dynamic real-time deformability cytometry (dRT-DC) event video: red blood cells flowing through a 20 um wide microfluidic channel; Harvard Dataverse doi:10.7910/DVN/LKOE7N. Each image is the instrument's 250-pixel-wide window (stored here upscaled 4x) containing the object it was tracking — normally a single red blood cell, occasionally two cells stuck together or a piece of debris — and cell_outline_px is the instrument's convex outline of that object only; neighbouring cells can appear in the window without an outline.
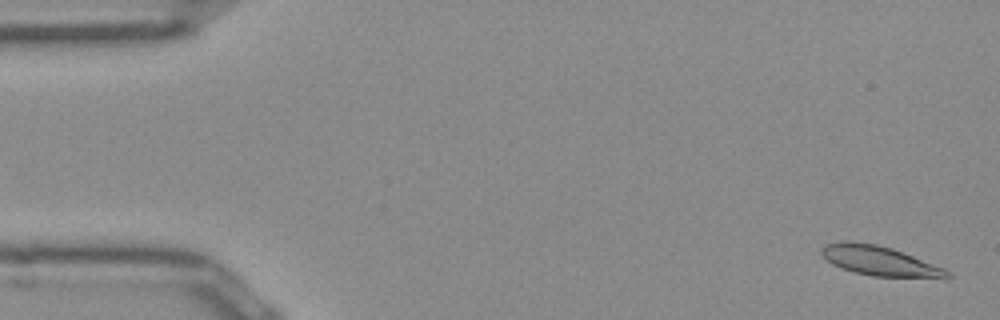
{"species": "Egyptian fruit bat (a non-hibernating species)", "species_latin": "Rousettus aegyptiacus", "temperature_condition": "room temperature", "stored_images_in_passage": 51, "camera_frame_rate_fps": 3000, "um_per_image_px": 0.085, "frame": {"image": 1, "passage_image": 2, "time_ms": 0.333, "image_size_px": [1000, 320], "cell_outline_px": [[952, 276], [948, 280], [944, 280], [872, 276], [852, 272], [832, 264], [820, 252], [820, 248], [824, 244], [840, 240], [848, 240], [876, 244], [892, 248], [944, 268], [952, 272]], "centroid_in_image_um": [74.85, 22.2], "position_along_channel_um": 10.2, "area_um2": 22.54}}
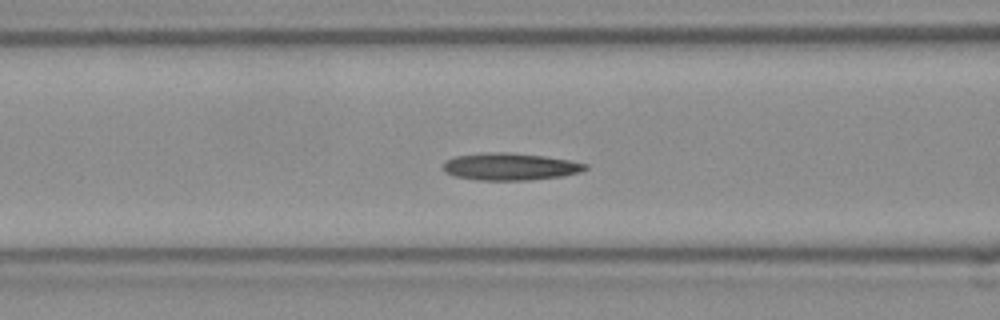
{"frame": {"image": 2, "passage_image": 20, "time_ms": 6.333, "image_size_px": [1000, 320], "cell_outline_px": [[588, 168], [580, 172], [564, 176], [528, 180], [480, 180], [456, 176], [444, 172], [444, 160], [456, 156], [492, 152], [512, 152], [544, 156], [572, 160], [588, 164]], "centroid_in_image_um": [43.41, 14.16], "position_along_channel_um": 123.2, "area_um2": 22.6}}
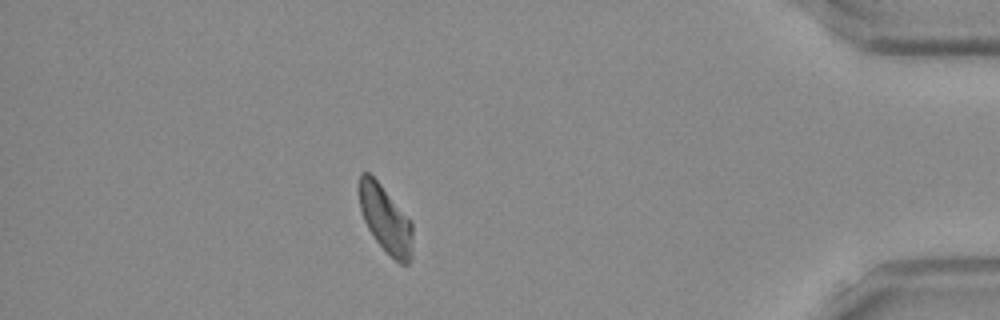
{"frame": {"image": 3, "passage_image": 45, "time_ms": 14.667, "image_size_px": [1000, 320], "cell_outline_px": [[412, 256], [408, 264], [400, 264], [372, 236], [364, 220], [360, 208], [360, 172], [368, 172], [380, 184], [412, 220]], "centroid_in_image_um": [32.8, 18.64], "position_along_channel_um": 402.4, "area_um2": 20.63}, "authors_computed_cell_mechanics": {"area_um2": 21.6172, "velocity_mm_per_s": 3.9326, "shape_relaxation_time_tau1_ms": null, "shape_relaxation_time_tau2_ms": 5.6032, "deformation_change_tau1": null, "deformation_change_tau2": 0.1307}}